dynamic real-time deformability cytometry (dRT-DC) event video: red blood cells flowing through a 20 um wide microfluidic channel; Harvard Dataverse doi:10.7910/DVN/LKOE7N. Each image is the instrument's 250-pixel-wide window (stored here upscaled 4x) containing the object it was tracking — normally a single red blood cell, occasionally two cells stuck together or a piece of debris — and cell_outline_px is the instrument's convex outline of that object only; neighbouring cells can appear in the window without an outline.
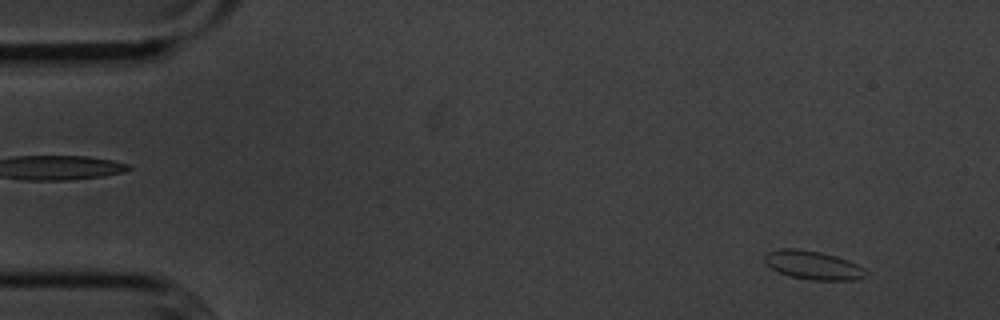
{"species": "common noctule bat (a hibernating species)", "species_latin": "Nyctalus noctula", "temperature_condition": "cold", "stored_images_in_passage": 52, "camera_frame_rate_fps": 3000, "um_per_image_px": 0.085, "animal": {"sex": "male", "body_mass_g": 20.1, "forearm_length_mm": 53.5}, "frame": {"image": 1, "passage_image": 1, "time_ms": 0.0, "image_size_px": [1000, 320], "cell_outline_px": [[868, 276], [856, 280], [812, 280], [792, 276], [776, 272], [764, 264], [764, 256], [768, 252], [780, 248], [796, 248], [820, 252], [836, 256], [848, 260], [864, 268], [868, 272]], "centroid_in_image_um": [69.1, 22.54], "position_along_channel_um": 15.9, "area_um2": 17.11}}
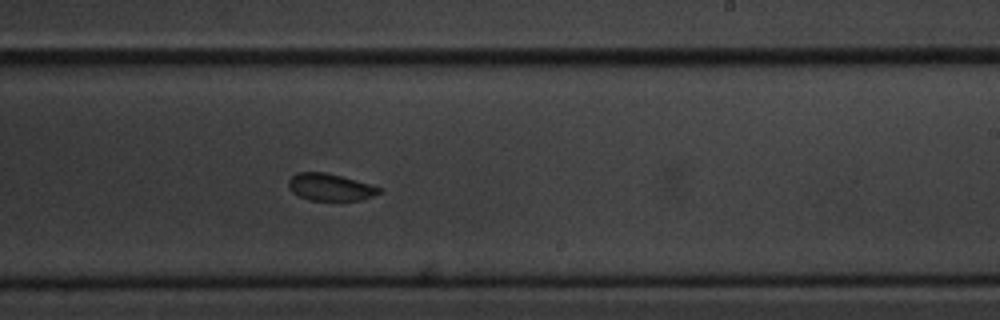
{"frame": {"image": 2, "passage_image": 30, "time_ms": 9.667, "image_size_px": [1000, 320], "cell_outline_px": [[380, 192], [372, 196], [360, 200], [308, 200], [292, 192], [288, 188], [288, 180], [296, 172], [324, 172], [340, 176], [368, 184], [380, 188]], "centroid_in_image_um": [27.99, 15.91], "position_along_channel_um": 261.0, "area_um2": 14.05}}
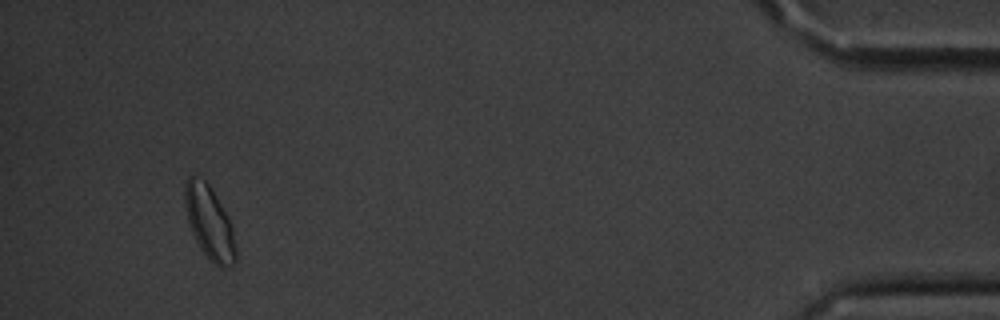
{"frame": {"image": 3, "passage_image": 49, "time_ms": 16.0, "image_size_px": [1000, 320], "cell_outline_px": [[236, 260], [228, 268], [220, 268], [212, 264], [208, 260], [200, 248], [192, 232], [188, 220], [184, 204], [184, 184], [188, 176], [192, 176], [204, 180], [208, 184], [228, 216], [232, 228], [236, 248]], "centroid_in_image_um": [17.8, 18.97], "position_along_channel_um": 417.4, "area_um2": 21.73}, "authors_computed_cell_mechanics": {"area_um2": 15.9528, "velocity_mm_per_s": 3.5751, "shape_relaxation_time_tau1_ms": 1.9362, "shape_relaxation_time_tau2_ms": null, "deformation_change_tau1": 0.0716, "deformation_change_tau2": null}}